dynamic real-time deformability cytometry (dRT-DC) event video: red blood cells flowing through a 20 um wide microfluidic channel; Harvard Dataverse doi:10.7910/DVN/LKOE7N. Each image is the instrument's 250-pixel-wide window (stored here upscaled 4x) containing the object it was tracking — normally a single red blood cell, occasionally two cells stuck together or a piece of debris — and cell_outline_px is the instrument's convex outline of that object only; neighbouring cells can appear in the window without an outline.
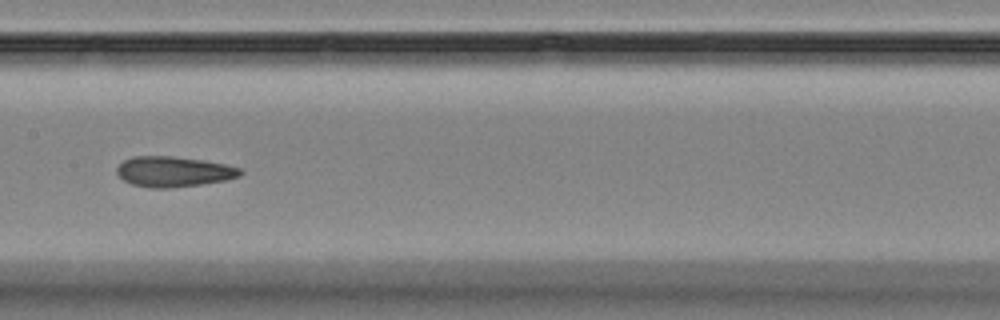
{"species": "Egyptian fruit bat (a non-hibernating species)", "species_latin": "Rousettus aegyptiacus", "temperature_condition": "room temperature", "stored_images_in_passage": 9, "camera_frame_rate_fps": 3000, "um_per_image_px": 0.085, "animal": {"sex": "female"}, "frame": {"image": 1, "passage_image": 9, "time_ms": 9.0, "image_size_px": [1000, 320], "cell_outline_px": [[244, 172], [240, 176], [228, 180], [172, 188], [148, 188], [132, 184], [124, 180], [116, 172], [116, 168], [124, 160], [132, 156], [172, 156], [204, 160], [224, 164], [240, 168]], "centroid_in_image_um": [14.77, 14.59], "position_along_channel_um": 192.6, "area_um2": 21.96}}